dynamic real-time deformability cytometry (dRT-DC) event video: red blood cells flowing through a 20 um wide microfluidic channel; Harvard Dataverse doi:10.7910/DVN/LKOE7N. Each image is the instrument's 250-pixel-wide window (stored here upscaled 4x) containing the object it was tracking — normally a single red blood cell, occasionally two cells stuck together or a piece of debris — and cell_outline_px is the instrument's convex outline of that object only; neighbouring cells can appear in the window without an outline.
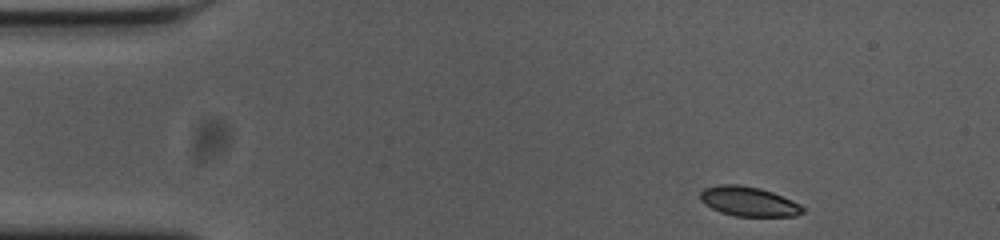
{"species": "common noctule bat (a hibernating species)", "species_latin": "Nyctalus noctula", "temperature_condition": "cold", "stored_images_in_passage": 50, "camera_frame_rate_fps": 3000, "um_per_image_px": 0.085, "animal": {"sex": "female", "body_mass_g": 23.0, "forearm_length_mm": 53.4}, "frame": {"image": 1, "passage_image": 1, "time_ms": 0.0, "image_size_px": [1000, 240], "cell_outline_px": [[804, 212], [796, 216], [736, 216], [720, 212], [704, 204], [700, 200], [700, 192], [704, 188], [720, 184], [740, 184], [760, 188], [772, 192], [792, 200], [800, 204], [804, 208]], "centroid_in_image_um": [63.62, 17.12], "position_along_channel_um": 21.4, "area_um2": 17.74}}
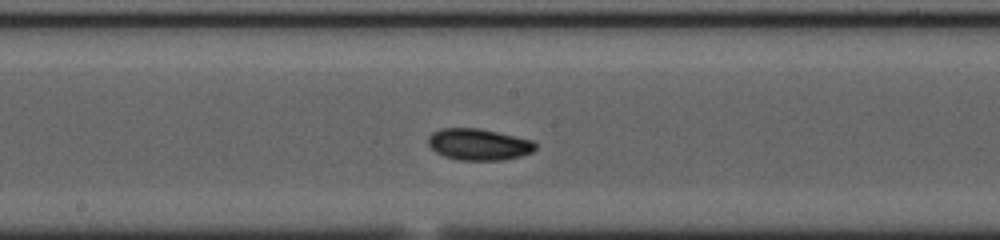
{"frame": {"image": 2, "passage_image": 23, "time_ms": 7.333, "image_size_px": [1000, 240], "cell_outline_px": [[536, 148], [532, 152], [520, 156], [504, 160], [460, 160], [444, 156], [436, 152], [428, 144], [428, 136], [432, 132], [440, 128], [476, 128], [496, 132], [532, 140], [536, 144]], "centroid_in_image_um": [40.67, 12.28], "position_along_channel_um": 207.5, "area_um2": 19.59}}
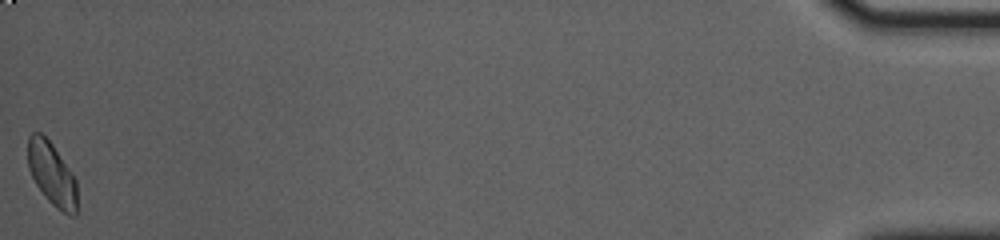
{"frame": {"image": 3, "passage_image": 50, "time_ms": 16.333, "image_size_px": [1000, 240], "cell_outline_px": [[76, 216], [68, 216], [56, 208], [48, 200], [36, 184], [28, 168], [28, 136], [32, 132], [40, 132], [52, 144], [76, 180]], "centroid_in_image_um": [4.4, 14.8], "position_along_channel_um": 430.8, "area_um2": 17.92}, "authors_computed_cell_mechanics": {"area_um2": 18.6405, "velocity_mm_per_s": 3.6179, "shape_relaxation_time_tau1_ms": 1.9999, "shape_relaxation_time_tau2_ms": 6.154, "deformation_change_tau1": 0.103, "deformation_change_tau2": 0.0878}}